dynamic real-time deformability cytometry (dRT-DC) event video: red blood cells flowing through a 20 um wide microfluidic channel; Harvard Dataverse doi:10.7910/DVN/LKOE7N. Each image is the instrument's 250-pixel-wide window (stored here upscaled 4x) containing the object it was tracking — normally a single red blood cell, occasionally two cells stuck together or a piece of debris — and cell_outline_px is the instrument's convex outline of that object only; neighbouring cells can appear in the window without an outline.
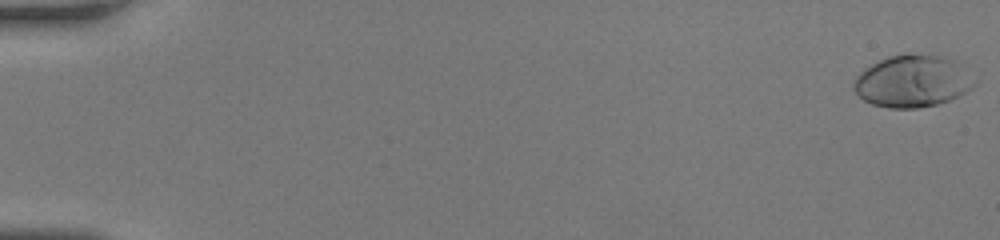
{"species": "human", "species_latin": "Homo sapiens", "temperature_condition": "room temperature", "stored_images_in_passage": 56, "camera_frame_rate_fps": 3000, "um_per_image_px": 0.085, "donor": {"sex": "female"}, "frame": {"image": 1, "passage_image": 1, "time_ms": 0.0, "image_size_px": [1000, 240], "cell_outline_px": [[976, 84], [972, 88], [948, 100], [936, 104], [916, 108], [888, 108], [872, 104], [864, 100], [852, 88], [852, 84], [856, 76], [864, 68], [888, 56], [908, 52], [940, 56], [952, 60], [976, 80]], "centroid_in_image_um": [77.5, 6.89], "position_along_channel_um": 7.5, "area_um2": 36.41}}
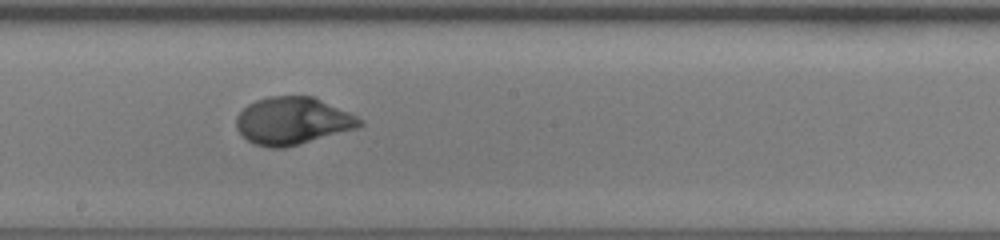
{"frame": {"image": 2, "passage_image": 33, "time_ms": 10.667, "image_size_px": [1000, 240], "cell_outline_px": [[364, 124], [356, 128], [284, 148], [268, 148], [252, 144], [236, 128], [236, 116], [248, 104], [256, 100], [268, 96], [312, 96], [348, 112], [364, 120]], "centroid_in_image_um": [24.84, 10.28], "position_along_channel_um": 223.4, "area_um2": 33.87}}
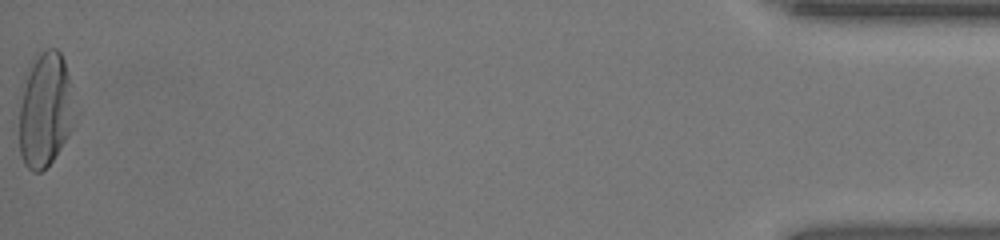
{"frame": {"image": 3, "passage_image": 56, "time_ms": 18.333, "image_size_px": [1000, 240], "cell_outline_px": [[80, 112], [76, 124], [52, 160], [40, 172], [32, 172], [24, 164], [20, 156], [20, 88], [32, 56], [36, 52], [48, 48], [56, 48], [60, 52], [64, 60]], "centroid_in_image_um": [3.89, 9.26], "position_along_channel_um": 431.3, "area_um2": 38.78}, "authors_computed_cell_mechanics": {"area_um2": 33.9286, "velocity_mm_per_s": 3.9055, "shape_relaxation_time_tau1_ms": 4.03, "shape_relaxation_time_tau2_ms": null, "deformation_change_tau1": 0.203, "deformation_change_tau2": null}}